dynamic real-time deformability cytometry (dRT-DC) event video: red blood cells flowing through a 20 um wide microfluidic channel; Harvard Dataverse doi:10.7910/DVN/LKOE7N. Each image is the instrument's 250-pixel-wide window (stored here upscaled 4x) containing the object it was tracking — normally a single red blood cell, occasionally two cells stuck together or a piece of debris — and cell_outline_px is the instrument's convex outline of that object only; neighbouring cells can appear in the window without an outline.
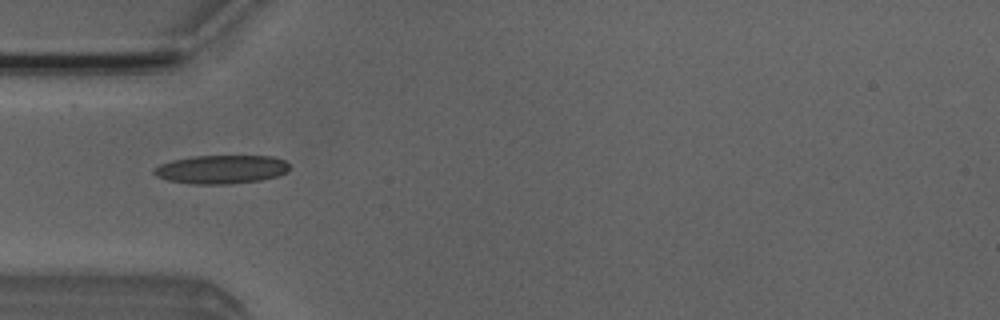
{"species": "Egyptian fruit bat (a non-hibernating species)", "species_latin": "Rousettus aegyptiacus", "temperature_condition": "room temperature", "stored_images_in_passage": 26, "camera_frame_rate_fps": 3000, "um_per_image_px": 0.085, "animal": {"sex": "male"}, "frame": {"image": 1, "passage_image": 1, "time_ms": 0.0, "image_size_px": [1000, 320], "cell_outline_px": [[288, 168], [284, 172], [276, 176], [260, 180], [232, 184], [192, 184], [168, 180], [156, 176], [152, 172], [152, 168], [160, 164], [172, 160], [192, 156], [272, 156], [284, 160], [288, 164]], "centroid_in_image_um": [18.75, 14.39], "position_along_channel_um": 66.3, "area_um2": 22.54}}
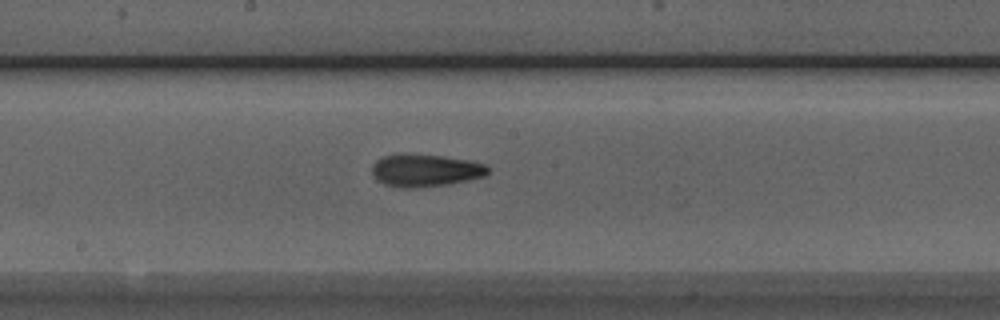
{"frame": {"image": 2, "passage_image": 12, "time_ms": 3.667, "image_size_px": [1000, 320], "cell_outline_px": [[492, 168], [484, 176], [468, 180], [448, 184], [412, 188], [400, 188], [384, 184], [376, 180], [372, 172], [372, 164], [376, 160], [384, 156], [404, 152], [444, 156], [472, 160], [484, 164]], "centroid_in_image_um": [36.14, 14.46], "position_along_channel_um": 212.1, "area_um2": 22.43}}
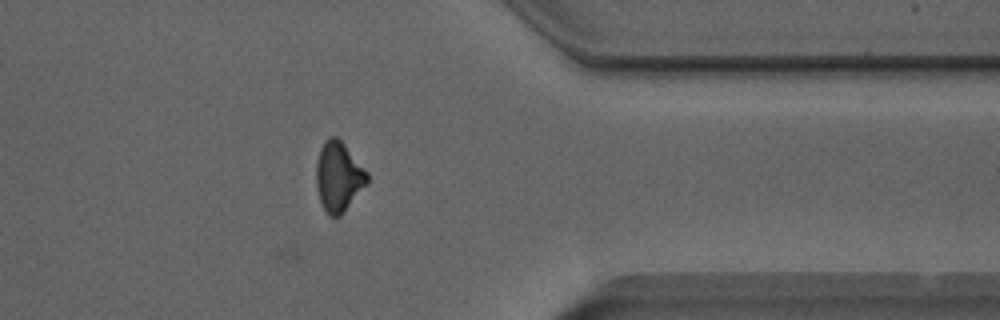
{"frame": {"image": 3, "passage_image": 26, "time_ms": 8.333, "image_size_px": [1000, 320], "cell_outline_px": [[368, 184], [344, 212], [340, 216], [328, 216], [320, 200], [316, 188], [316, 164], [320, 148], [324, 140], [328, 136], [336, 136], [344, 144], [368, 172]], "centroid_in_image_um": [28.78, 15.01], "position_along_channel_um": 382.6, "area_um2": 20.87}, "authors_computed_cell_mechanics": {"area_um2": 21.0392, "velocity_mm_per_s": 3.9652, "shape_relaxation_time_tau1_ms": 4.8305, "shape_relaxation_time_tau2_ms": 4.3904, "deformation_change_tau1": 0.1741, "deformation_change_tau2": 0.1192}}